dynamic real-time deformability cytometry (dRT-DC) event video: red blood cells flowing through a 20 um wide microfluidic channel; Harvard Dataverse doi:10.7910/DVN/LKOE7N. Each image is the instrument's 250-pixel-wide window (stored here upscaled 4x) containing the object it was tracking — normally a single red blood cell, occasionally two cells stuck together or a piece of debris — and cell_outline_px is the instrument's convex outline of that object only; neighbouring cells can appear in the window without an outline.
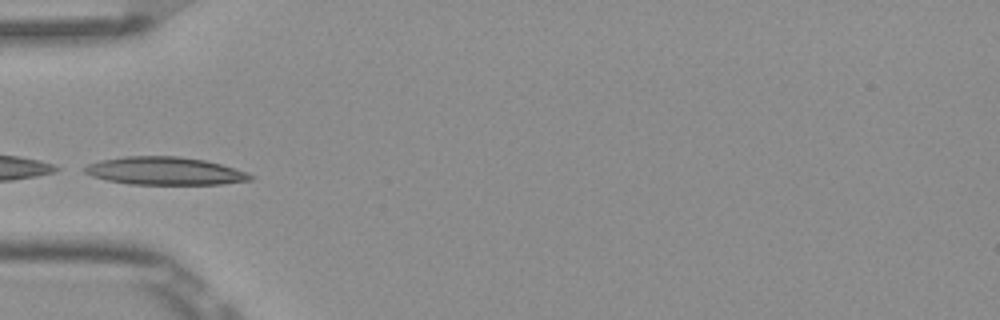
{"species": "Egyptian fruit bat (a non-hibernating species)", "species_latin": "Rousettus aegyptiacus", "temperature_condition": "room temperature", "stored_images_in_passage": 5, "camera_frame_rate_fps": 3000, "um_per_image_px": 0.085, "frame": {"image": 1, "passage_image": 4, "time_ms": 1.0, "image_size_px": [1000, 320], "cell_outline_px": [[256, 176], [252, 180], [220, 184], [128, 184], [108, 180], [92, 176], [84, 172], [84, 168], [88, 164], [100, 160], [124, 156], [180, 156], [204, 160], [220, 164]], "centroid_in_image_um": [13.99, 14.53], "position_along_channel_um": 71.0, "area_um2": 26.76}}
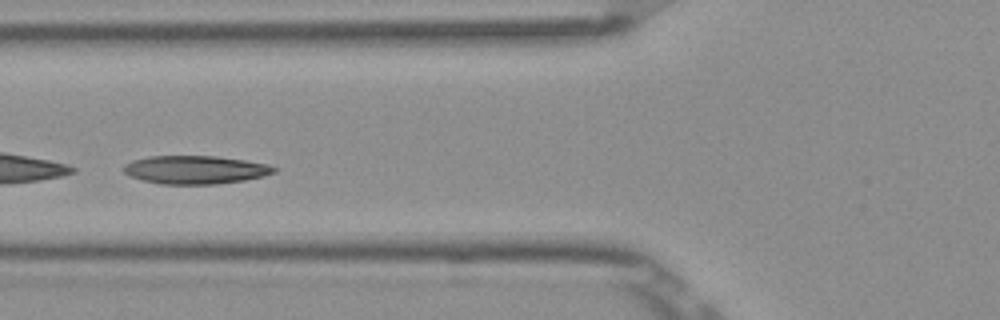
{"frame": {"image": 2, "passage_image": 5, "time_ms": 1.333, "image_size_px": [1000, 320], "cell_outline_px": [[276, 172], [264, 176], [244, 180], [216, 184], [160, 184], [144, 180], [132, 176], [124, 172], [124, 164], [132, 160], [148, 156], [216, 156], [244, 160], [268, 164], [276, 168]], "centroid_in_image_um": [16.61, 14.42], "position_along_channel_um": 109.2, "area_um2": 24.68}}